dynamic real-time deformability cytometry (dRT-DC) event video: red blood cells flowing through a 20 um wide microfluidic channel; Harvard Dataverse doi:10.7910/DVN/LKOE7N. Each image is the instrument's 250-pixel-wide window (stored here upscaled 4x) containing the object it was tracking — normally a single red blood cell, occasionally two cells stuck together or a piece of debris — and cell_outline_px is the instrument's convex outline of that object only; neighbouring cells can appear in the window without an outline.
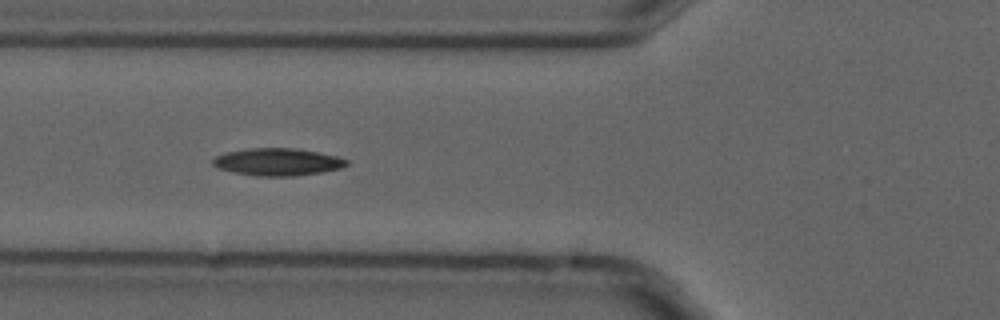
{"species": "common noctule bat (a hibernating species)", "species_latin": "Nyctalus noctula", "temperature_condition": "cold", "stored_images_in_passage": 8, "camera_frame_rate_fps": 3000, "um_per_image_px": 0.085, "animal": {"sex": "male", "forearm_length_mm": 52.5}, "frame": {"image": 1, "passage_image": 4, "time_ms": 1.0, "image_size_px": [1000, 320], "cell_outline_px": [[348, 164], [340, 168], [320, 172], [292, 176], [256, 176], [216, 168], [212, 164], [212, 160], [216, 156], [224, 152], [248, 148], [296, 148], [336, 156], [348, 160]], "centroid_in_image_um": [23.55, 13.75], "position_along_channel_um": 102.3, "area_um2": 21.21}}
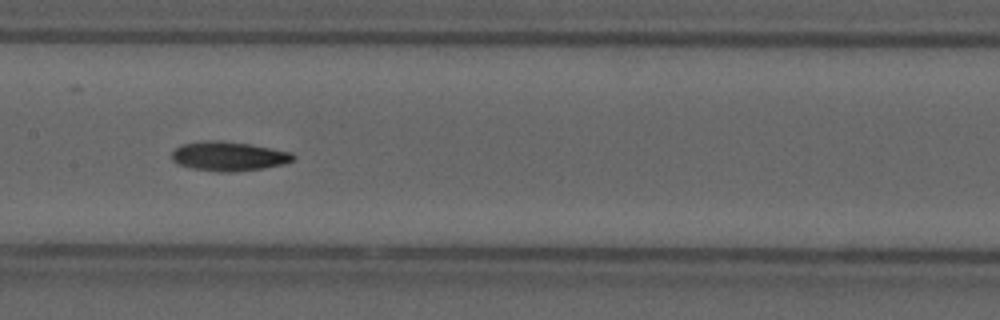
{"frame": {"image": 2, "passage_image": 6, "time_ms": 1.667, "image_size_px": [1000, 320], "cell_outline_px": [[296, 160], [284, 164], [264, 168], [232, 172], [216, 172], [192, 168], [180, 164], [172, 160], [172, 152], [180, 144], [204, 140], [220, 140], [252, 144], [292, 152], [296, 156]], "centroid_in_image_um": [19.47, 13.27], "position_along_channel_um": 187.9, "area_um2": 21.04}}
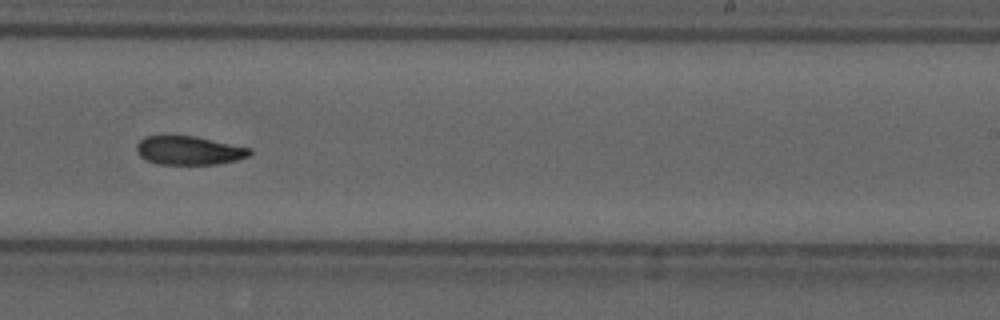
{"frame": {"image": 3, "passage_image": 8, "time_ms": 2.333, "image_size_px": [1000, 320], "cell_outline_px": [[252, 156], [236, 160], [216, 164], [156, 164], [144, 160], [136, 152], [136, 144], [144, 136], [164, 132], [196, 136], [252, 148]], "centroid_in_image_um": [16.0, 12.74], "position_along_channel_um": 273.0, "area_um2": 19.94}}